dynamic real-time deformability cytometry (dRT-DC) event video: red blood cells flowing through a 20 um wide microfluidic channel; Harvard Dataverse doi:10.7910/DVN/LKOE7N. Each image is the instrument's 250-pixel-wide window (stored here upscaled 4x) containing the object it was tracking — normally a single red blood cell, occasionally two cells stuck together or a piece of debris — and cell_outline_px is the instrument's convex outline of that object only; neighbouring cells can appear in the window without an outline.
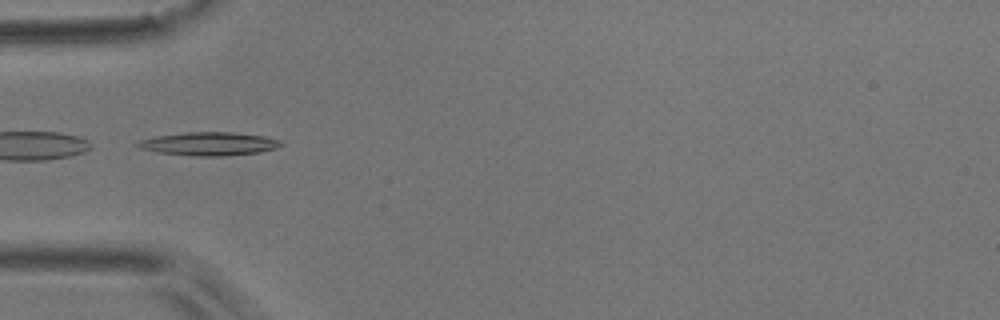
{"species": "common noctule bat (a hibernating species)", "species_latin": "Nyctalus noctula", "temperature_condition": "room temperature", "stored_images_in_passage": 6, "camera_frame_rate_fps": 3000, "um_per_image_px": 0.085, "animal": {"sex": "male", "body_mass_g": 17.9}, "frame": {"image": 1, "passage_image": 5, "time_ms": 5.0, "image_size_px": [1000, 320], "cell_outline_px": [[284, 144], [276, 148], [260, 152], [220, 156], [196, 156], [160, 152], [140, 148], [132, 144], [136, 140], [156, 136], [188, 132], [232, 132], [264, 136], [280, 140]], "centroid_in_image_um": [17.74, 12.21], "position_along_channel_um": 67.3, "area_um2": 19.48}}